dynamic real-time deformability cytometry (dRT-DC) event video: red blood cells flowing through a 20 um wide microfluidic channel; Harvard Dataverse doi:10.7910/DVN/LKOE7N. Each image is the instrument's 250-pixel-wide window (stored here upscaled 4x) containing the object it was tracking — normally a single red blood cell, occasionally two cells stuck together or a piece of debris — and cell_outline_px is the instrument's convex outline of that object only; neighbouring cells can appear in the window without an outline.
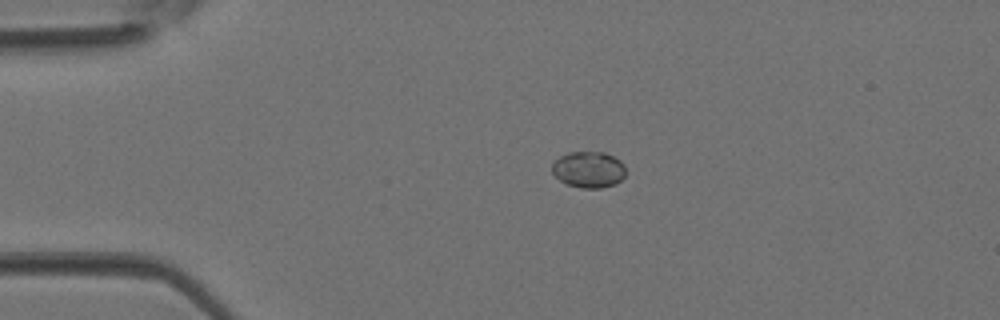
{"species": "Egyptian fruit bat (a non-hibernating species)", "species_latin": "Rousettus aegyptiacus", "temperature_condition": "room temperature", "stored_images_in_passage": 3, "camera_frame_rate_fps": 3000, "um_per_image_px": 0.085, "animal": {"sex": "female"}, "frame": {"image": 1, "passage_image": 2, "time_ms": 0.333, "image_size_px": [1000, 320], "cell_outline_px": [[624, 176], [616, 184], [600, 188], [580, 188], [568, 184], [560, 180], [552, 172], [552, 164], [560, 156], [568, 152], [604, 152], [620, 160], [624, 164]], "centroid_in_image_um": [50.03, 14.41], "position_along_channel_um": 35.0, "area_um2": 15.49}}